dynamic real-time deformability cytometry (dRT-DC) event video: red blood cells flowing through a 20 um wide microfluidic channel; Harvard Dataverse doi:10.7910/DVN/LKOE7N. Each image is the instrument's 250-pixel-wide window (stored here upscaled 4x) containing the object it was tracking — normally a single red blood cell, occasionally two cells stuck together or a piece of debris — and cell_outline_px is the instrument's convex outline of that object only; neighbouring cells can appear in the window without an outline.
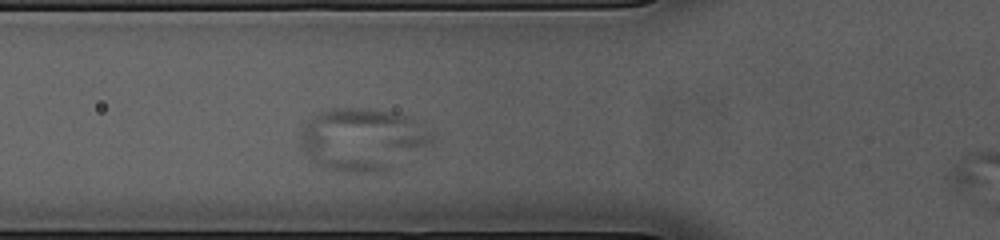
{"species": "common noctule bat (a hibernating species)", "species_latin": "Nyctalus noctula", "temperature_condition": "cold", "stored_images_in_passage": 35, "camera_frame_rate_fps": 3000, "um_per_image_px": 0.085, "animal": {"sex": "female", "body_mass_g": 23.0, "forearm_length_mm": 53.4}, "frame": {"image": 1, "passage_image": 10, "time_ms": 3.0, "image_size_px": [1000, 240], "cell_outline_px": [[436, 140], [432, 144], [380, 176], [340, 172], [320, 168], [308, 160], [300, 148], [300, 132], [304, 120], [320, 112], [332, 108], [368, 108], [396, 112], [424, 120], [436, 132]], "centroid_in_image_um": [30.87, 11.88], "position_along_channel_um": 94.9, "area_um2": 50.86}}
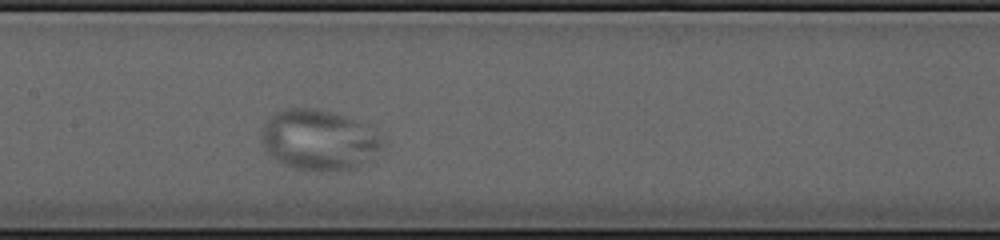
{"frame": {"image": 2, "passage_image": 17, "time_ms": 5.333, "image_size_px": [1000, 240], "cell_outline_px": [[384, 144], [380, 148], [356, 168], [320, 172], [296, 168], [284, 164], [272, 156], [264, 148], [260, 140], [264, 124], [276, 112], [284, 108], [316, 108], [336, 112], [376, 128], [384, 140]], "centroid_in_image_um": [27.12, 11.87], "position_along_channel_um": 180.3, "area_um2": 42.83}}
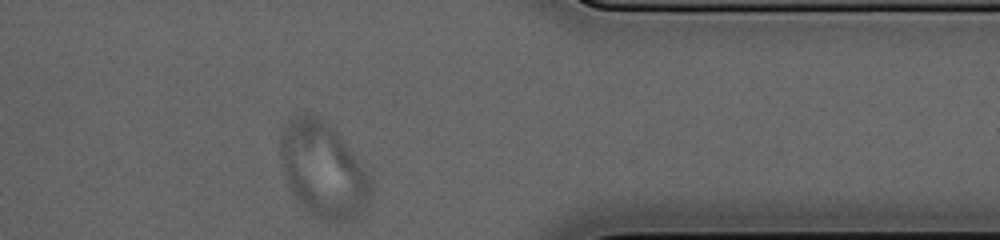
{"frame": {"image": 3, "passage_image": 35, "time_ms": 11.333, "image_size_px": [1000, 240], "cell_outline_px": [[372, 196], [364, 208], [352, 220], [336, 224], [312, 216], [308, 212], [296, 196], [280, 164], [280, 136], [288, 120], [292, 116], [304, 112], [316, 116], [328, 124], [340, 136], [372, 180]], "centroid_in_image_um": [27.47, 14.45], "position_along_channel_um": 383.9, "area_um2": 49.94}}